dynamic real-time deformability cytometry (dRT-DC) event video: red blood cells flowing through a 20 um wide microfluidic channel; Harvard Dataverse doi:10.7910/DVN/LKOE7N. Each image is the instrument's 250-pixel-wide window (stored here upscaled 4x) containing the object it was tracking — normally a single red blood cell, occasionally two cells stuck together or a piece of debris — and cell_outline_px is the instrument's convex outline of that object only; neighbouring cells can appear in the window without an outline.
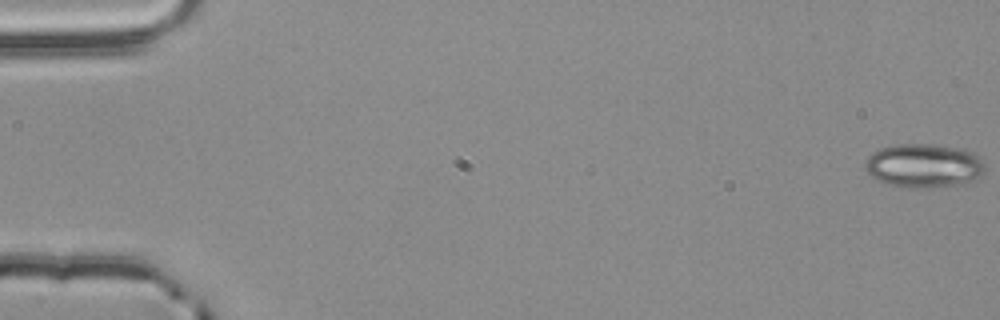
{"species": "common noctule bat (a hibernating species)", "species_latin": "Nyctalus noctula", "temperature_condition": "room temperature", "stored_images_in_passage": 55, "camera_frame_rate_fps": 3000, "um_per_image_px": 0.085, "animal": {"sex": "male", "body_mass_g": 20.4}, "frame": {"image": 1, "passage_image": 1, "time_ms": 0.0, "image_size_px": [1000, 320], "cell_outline_px": [[984, 172], [976, 180], [964, 184], [916, 188], [908, 188], [888, 184], [876, 180], [864, 168], [864, 164], [868, 156], [872, 152], [880, 148], [896, 144], [928, 144], [960, 148], [972, 152], [984, 160]], "centroid_in_image_um": [78.53, 14.08], "position_along_channel_um": 6.5, "area_um2": 30.87}}
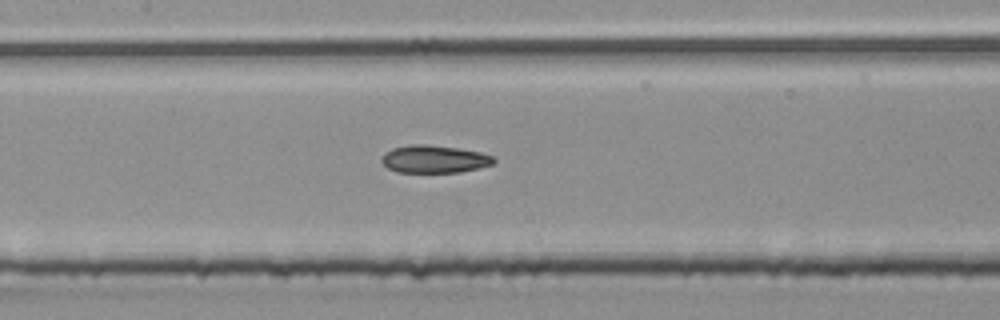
{"frame": {"image": 2, "passage_image": 27, "time_ms": 8.667, "image_size_px": [1000, 320], "cell_outline_px": [[496, 160], [492, 164], [460, 172], [396, 172], [388, 168], [380, 160], [384, 152], [392, 148], [408, 144], [424, 144], [460, 148], [480, 152], [496, 156]], "centroid_in_image_um": [36.9, 13.51], "position_along_channel_um": 170.5, "area_um2": 18.21}}
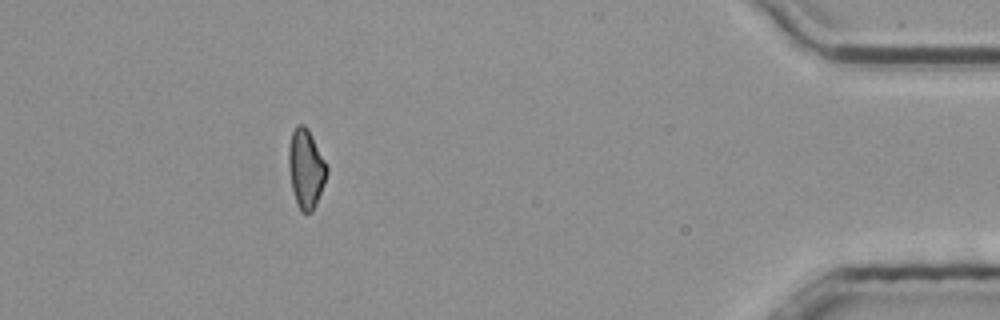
{"frame": {"image": 3, "passage_image": 50, "time_ms": 16.333, "image_size_px": [1000, 320], "cell_outline_px": [[328, 172], [324, 184], [316, 204], [312, 212], [300, 212], [296, 204], [292, 188], [288, 164], [288, 148], [292, 132], [296, 124], [304, 124], [308, 128], [328, 168]], "centroid_in_image_um": [25.99, 14.33], "position_along_channel_um": 409.2, "area_um2": 17.57}, "authors_computed_cell_mechanics": {"area_um2": 18.3804, "velocity_mm_per_s": 3.8705, "shape_relaxation_time_tau1_ms": null, "shape_relaxation_time_tau2_ms": 4.6582, "deformation_change_tau1": null, "deformation_change_tau2": 0.0974}}